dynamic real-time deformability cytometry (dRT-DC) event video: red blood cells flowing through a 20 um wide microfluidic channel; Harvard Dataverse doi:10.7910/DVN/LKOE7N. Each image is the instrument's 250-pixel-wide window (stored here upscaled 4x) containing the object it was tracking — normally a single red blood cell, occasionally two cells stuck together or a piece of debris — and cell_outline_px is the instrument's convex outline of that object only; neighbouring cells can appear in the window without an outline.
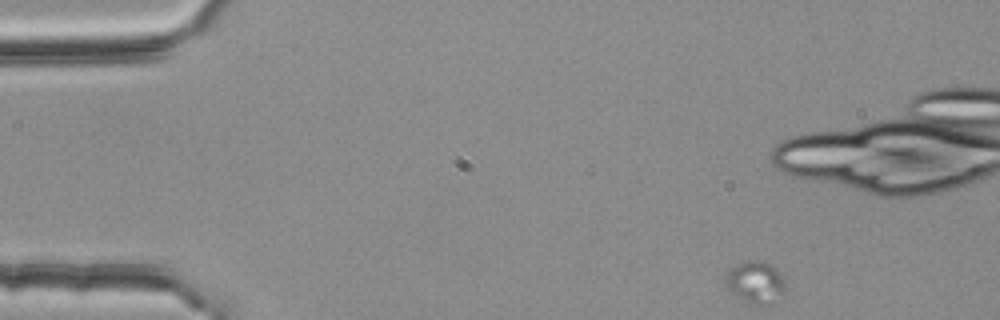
{"species": "common noctule bat (a hibernating species)", "species_latin": "Nyctalus noctula", "temperature_condition": "room temperature", "stored_images_in_passage": 49, "camera_frame_rate_fps": 3000, "um_per_image_px": 0.085, "animal": {"sex": "female", "body_mass_g": 25.1}, "frame": {"image": 1, "passage_image": 1, "time_ms": 0.0, "image_size_px": [1000, 320], "cell_outline_px": [[784, 288], [772, 304], [756, 304], [732, 292], [724, 284], [724, 272], [728, 268], [744, 260], [764, 260], [772, 264], [784, 276]], "centroid_in_image_um": [64.18, 23.9], "position_along_channel_um": 20.8, "area_um2": 14.68}}